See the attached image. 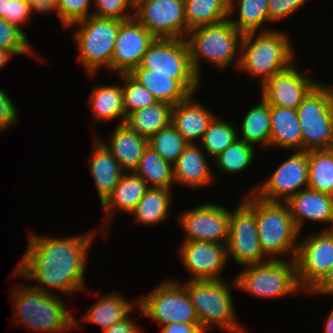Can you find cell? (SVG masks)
<instances>
[{
  "instance_id": "6da1fadb",
  "label": "cell",
  "mask_w": 333,
  "mask_h": 333,
  "mask_svg": "<svg viewBox=\"0 0 333 333\" xmlns=\"http://www.w3.org/2000/svg\"><path fill=\"white\" fill-rule=\"evenodd\" d=\"M94 232L88 231L65 238H50L31 233L26 253L13 270V276L37 281L39 284L32 287L48 294L52 292L49 288L69 296L73 292L86 290V260L94 240Z\"/></svg>"
},
{
  "instance_id": "7a4b0ae2",
  "label": "cell",
  "mask_w": 333,
  "mask_h": 333,
  "mask_svg": "<svg viewBox=\"0 0 333 333\" xmlns=\"http://www.w3.org/2000/svg\"><path fill=\"white\" fill-rule=\"evenodd\" d=\"M14 286L9 297L15 308L12 317L15 326L19 324L26 330L46 333H65L80 327V321L71 315L61 296L30 285Z\"/></svg>"
},
{
  "instance_id": "3957f363",
  "label": "cell",
  "mask_w": 333,
  "mask_h": 333,
  "mask_svg": "<svg viewBox=\"0 0 333 333\" xmlns=\"http://www.w3.org/2000/svg\"><path fill=\"white\" fill-rule=\"evenodd\" d=\"M243 201L255 212L261 249L269 260H281L284 255L295 259L300 232L286 203L267 202L253 193ZM288 252V253H287Z\"/></svg>"
},
{
  "instance_id": "277c9868",
  "label": "cell",
  "mask_w": 333,
  "mask_h": 333,
  "mask_svg": "<svg viewBox=\"0 0 333 333\" xmlns=\"http://www.w3.org/2000/svg\"><path fill=\"white\" fill-rule=\"evenodd\" d=\"M240 50L238 69L261 79V86L290 67L296 55L288 35L275 29L243 34Z\"/></svg>"
},
{
  "instance_id": "5b68a950",
  "label": "cell",
  "mask_w": 333,
  "mask_h": 333,
  "mask_svg": "<svg viewBox=\"0 0 333 333\" xmlns=\"http://www.w3.org/2000/svg\"><path fill=\"white\" fill-rule=\"evenodd\" d=\"M242 37L228 18L189 30L185 40L195 74L201 77L199 59L207 60L219 69L227 68L236 60L239 67Z\"/></svg>"
},
{
  "instance_id": "8992f818",
  "label": "cell",
  "mask_w": 333,
  "mask_h": 333,
  "mask_svg": "<svg viewBox=\"0 0 333 333\" xmlns=\"http://www.w3.org/2000/svg\"><path fill=\"white\" fill-rule=\"evenodd\" d=\"M181 284L190 296L201 329L216 326L228 333H247L236 319L230 285L224 280H189Z\"/></svg>"
},
{
  "instance_id": "52a82bcc",
  "label": "cell",
  "mask_w": 333,
  "mask_h": 333,
  "mask_svg": "<svg viewBox=\"0 0 333 333\" xmlns=\"http://www.w3.org/2000/svg\"><path fill=\"white\" fill-rule=\"evenodd\" d=\"M243 268L231 283L234 288L252 296L265 299L280 298L302 292L297 280L295 259L268 260Z\"/></svg>"
},
{
  "instance_id": "ba28073f",
  "label": "cell",
  "mask_w": 333,
  "mask_h": 333,
  "mask_svg": "<svg viewBox=\"0 0 333 333\" xmlns=\"http://www.w3.org/2000/svg\"><path fill=\"white\" fill-rule=\"evenodd\" d=\"M302 150L333 149V86L318 83L296 109Z\"/></svg>"
},
{
  "instance_id": "9c48e42d",
  "label": "cell",
  "mask_w": 333,
  "mask_h": 333,
  "mask_svg": "<svg viewBox=\"0 0 333 333\" xmlns=\"http://www.w3.org/2000/svg\"><path fill=\"white\" fill-rule=\"evenodd\" d=\"M130 73L174 74L191 94H196L201 82L193 70L187 42L180 38H155Z\"/></svg>"
},
{
  "instance_id": "30bf717a",
  "label": "cell",
  "mask_w": 333,
  "mask_h": 333,
  "mask_svg": "<svg viewBox=\"0 0 333 333\" xmlns=\"http://www.w3.org/2000/svg\"><path fill=\"white\" fill-rule=\"evenodd\" d=\"M122 22L91 15L75 23L80 28L75 32L74 40L79 50V59L88 75H96L102 65L112 72V55Z\"/></svg>"
},
{
  "instance_id": "8fae6325",
  "label": "cell",
  "mask_w": 333,
  "mask_h": 333,
  "mask_svg": "<svg viewBox=\"0 0 333 333\" xmlns=\"http://www.w3.org/2000/svg\"><path fill=\"white\" fill-rule=\"evenodd\" d=\"M176 280H165L138 299L137 309L161 326L171 323H199L186 288Z\"/></svg>"
},
{
  "instance_id": "7c38bea8",
  "label": "cell",
  "mask_w": 333,
  "mask_h": 333,
  "mask_svg": "<svg viewBox=\"0 0 333 333\" xmlns=\"http://www.w3.org/2000/svg\"><path fill=\"white\" fill-rule=\"evenodd\" d=\"M297 280L304 293H309L333 265V230L307 235L298 242L295 256Z\"/></svg>"
},
{
  "instance_id": "4fadbf2b",
  "label": "cell",
  "mask_w": 333,
  "mask_h": 333,
  "mask_svg": "<svg viewBox=\"0 0 333 333\" xmlns=\"http://www.w3.org/2000/svg\"><path fill=\"white\" fill-rule=\"evenodd\" d=\"M227 256L242 267L269 260L259 243L255 212L243 200L235 210L229 209Z\"/></svg>"
},
{
  "instance_id": "5bb4252c",
  "label": "cell",
  "mask_w": 333,
  "mask_h": 333,
  "mask_svg": "<svg viewBox=\"0 0 333 333\" xmlns=\"http://www.w3.org/2000/svg\"><path fill=\"white\" fill-rule=\"evenodd\" d=\"M308 187V151H294L261 185L250 193L267 202L286 203Z\"/></svg>"
},
{
  "instance_id": "9a60e30c",
  "label": "cell",
  "mask_w": 333,
  "mask_h": 333,
  "mask_svg": "<svg viewBox=\"0 0 333 333\" xmlns=\"http://www.w3.org/2000/svg\"><path fill=\"white\" fill-rule=\"evenodd\" d=\"M184 0H135L134 18L155 38L187 36Z\"/></svg>"
},
{
  "instance_id": "2e32d148",
  "label": "cell",
  "mask_w": 333,
  "mask_h": 333,
  "mask_svg": "<svg viewBox=\"0 0 333 333\" xmlns=\"http://www.w3.org/2000/svg\"><path fill=\"white\" fill-rule=\"evenodd\" d=\"M177 218L185 233L184 241L227 245L229 209L210 202L188 209Z\"/></svg>"
},
{
  "instance_id": "e0dca14e",
  "label": "cell",
  "mask_w": 333,
  "mask_h": 333,
  "mask_svg": "<svg viewBox=\"0 0 333 333\" xmlns=\"http://www.w3.org/2000/svg\"><path fill=\"white\" fill-rule=\"evenodd\" d=\"M178 250L182 265L191 275L190 281L223 280L221 273L229 262L227 245L183 241Z\"/></svg>"
},
{
  "instance_id": "ac0fdd59",
  "label": "cell",
  "mask_w": 333,
  "mask_h": 333,
  "mask_svg": "<svg viewBox=\"0 0 333 333\" xmlns=\"http://www.w3.org/2000/svg\"><path fill=\"white\" fill-rule=\"evenodd\" d=\"M318 83L293 63L261 86V97L269 106L297 109Z\"/></svg>"
},
{
  "instance_id": "d6986e66",
  "label": "cell",
  "mask_w": 333,
  "mask_h": 333,
  "mask_svg": "<svg viewBox=\"0 0 333 333\" xmlns=\"http://www.w3.org/2000/svg\"><path fill=\"white\" fill-rule=\"evenodd\" d=\"M155 37L135 18L124 20L119 28L112 55L113 73H130L139 66Z\"/></svg>"
},
{
  "instance_id": "ffe728a7",
  "label": "cell",
  "mask_w": 333,
  "mask_h": 333,
  "mask_svg": "<svg viewBox=\"0 0 333 333\" xmlns=\"http://www.w3.org/2000/svg\"><path fill=\"white\" fill-rule=\"evenodd\" d=\"M286 204L300 233L307 220L331 224L325 230H333L332 195L306 188L292 196Z\"/></svg>"
},
{
  "instance_id": "44dd1931",
  "label": "cell",
  "mask_w": 333,
  "mask_h": 333,
  "mask_svg": "<svg viewBox=\"0 0 333 333\" xmlns=\"http://www.w3.org/2000/svg\"><path fill=\"white\" fill-rule=\"evenodd\" d=\"M129 173V174H128ZM124 172L119 179L118 184L113 189L112 194L101 205L104 212V222L102 223L107 236L109 225L112 224L114 215L118 212L131 213L139 203L142 196L149 189L147 183L134 172ZM112 220V221H111ZM105 223V224H104Z\"/></svg>"
},
{
  "instance_id": "7402d4cb",
  "label": "cell",
  "mask_w": 333,
  "mask_h": 333,
  "mask_svg": "<svg viewBox=\"0 0 333 333\" xmlns=\"http://www.w3.org/2000/svg\"><path fill=\"white\" fill-rule=\"evenodd\" d=\"M191 94L187 99L172 107L171 124L189 144H196L216 114L195 99Z\"/></svg>"
},
{
  "instance_id": "603a6c76",
  "label": "cell",
  "mask_w": 333,
  "mask_h": 333,
  "mask_svg": "<svg viewBox=\"0 0 333 333\" xmlns=\"http://www.w3.org/2000/svg\"><path fill=\"white\" fill-rule=\"evenodd\" d=\"M108 142L101 141L118 161L125 172H134L144 150L148 147V139L133 131L125 123L118 124Z\"/></svg>"
},
{
  "instance_id": "cb8c5ba5",
  "label": "cell",
  "mask_w": 333,
  "mask_h": 333,
  "mask_svg": "<svg viewBox=\"0 0 333 333\" xmlns=\"http://www.w3.org/2000/svg\"><path fill=\"white\" fill-rule=\"evenodd\" d=\"M196 143L189 144L173 164L175 184L202 188L213 182V173L205 156L206 152ZM206 155H205V154Z\"/></svg>"
},
{
  "instance_id": "d4e9b609",
  "label": "cell",
  "mask_w": 333,
  "mask_h": 333,
  "mask_svg": "<svg viewBox=\"0 0 333 333\" xmlns=\"http://www.w3.org/2000/svg\"><path fill=\"white\" fill-rule=\"evenodd\" d=\"M97 137V135L94 137L93 151L88 163H90V172L97 188L100 205H102L112 194L124 171L101 142L102 139Z\"/></svg>"
},
{
  "instance_id": "484cf974",
  "label": "cell",
  "mask_w": 333,
  "mask_h": 333,
  "mask_svg": "<svg viewBox=\"0 0 333 333\" xmlns=\"http://www.w3.org/2000/svg\"><path fill=\"white\" fill-rule=\"evenodd\" d=\"M270 147L302 151V132L296 109L270 106Z\"/></svg>"
},
{
  "instance_id": "4316f807",
  "label": "cell",
  "mask_w": 333,
  "mask_h": 333,
  "mask_svg": "<svg viewBox=\"0 0 333 333\" xmlns=\"http://www.w3.org/2000/svg\"><path fill=\"white\" fill-rule=\"evenodd\" d=\"M138 306V298L134 302L127 301L120 292H112L101 296L94 302L81 318L102 327V331L131 315V310Z\"/></svg>"
},
{
  "instance_id": "83f0119b",
  "label": "cell",
  "mask_w": 333,
  "mask_h": 333,
  "mask_svg": "<svg viewBox=\"0 0 333 333\" xmlns=\"http://www.w3.org/2000/svg\"><path fill=\"white\" fill-rule=\"evenodd\" d=\"M123 89L122 85H96L93 87L89 97L88 105L93 112L94 119L101 121H113L120 118L118 124L126 121L123 111Z\"/></svg>"
},
{
  "instance_id": "f1b7e54d",
  "label": "cell",
  "mask_w": 333,
  "mask_h": 333,
  "mask_svg": "<svg viewBox=\"0 0 333 333\" xmlns=\"http://www.w3.org/2000/svg\"><path fill=\"white\" fill-rule=\"evenodd\" d=\"M268 2L269 0H238V2L237 0H229L228 19L241 34L254 33L258 30L261 32L269 31V28L260 29L261 25L270 23ZM235 11L239 14L238 18L232 17V14L233 16L236 14Z\"/></svg>"
},
{
  "instance_id": "f546056e",
  "label": "cell",
  "mask_w": 333,
  "mask_h": 333,
  "mask_svg": "<svg viewBox=\"0 0 333 333\" xmlns=\"http://www.w3.org/2000/svg\"><path fill=\"white\" fill-rule=\"evenodd\" d=\"M171 191L172 189L149 188L130 213L135 216L133 222L154 226L168 220L173 201Z\"/></svg>"
},
{
  "instance_id": "4dcf8cb0",
  "label": "cell",
  "mask_w": 333,
  "mask_h": 333,
  "mask_svg": "<svg viewBox=\"0 0 333 333\" xmlns=\"http://www.w3.org/2000/svg\"><path fill=\"white\" fill-rule=\"evenodd\" d=\"M137 82L146 87L157 102L172 106L187 99L191 93L176 79L174 74L129 73Z\"/></svg>"
},
{
  "instance_id": "1f68e13d",
  "label": "cell",
  "mask_w": 333,
  "mask_h": 333,
  "mask_svg": "<svg viewBox=\"0 0 333 333\" xmlns=\"http://www.w3.org/2000/svg\"><path fill=\"white\" fill-rule=\"evenodd\" d=\"M270 130V106L261 98L243 118L238 139L253 147L259 144L269 148Z\"/></svg>"
},
{
  "instance_id": "d6a6232c",
  "label": "cell",
  "mask_w": 333,
  "mask_h": 333,
  "mask_svg": "<svg viewBox=\"0 0 333 333\" xmlns=\"http://www.w3.org/2000/svg\"><path fill=\"white\" fill-rule=\"evenodd\" d=\"M172 105L156 102L153 105L130 113L125 124L133 131L149 139L171 123Z\"/></svg>"
},
{
  "instance_id": "836d02e7",
  "label": "cell",
  "mask_w": 333,
  "mask_h": 333,
  "mask_svg": "<svg viewBox=\"0 0 333 333\" xmlns=\"http://www.w3.org/2000/svg\"><path fill=\"white\" fill-rule=\"evenodd\" d=\"M134 173L140 176L149 188L171 189L172 183H175L173 165L149 146L144 150Z\"/></svg>"
},
{
  "instance_id": "e575fe53",
  "label": "cell",
  "mask_w": 333,
  "mask_h": 333,
  "mask_svg": "<svg viewBox=\"0 0 333 333\" xmlns=\"http://www.w3.org/2000/svg\"><path fill=\"white\" fill-rule=\"evenodd\" d=\"M187 33L203 25L218 23L229 16V0H184Z\"/></svg>"
},
{
  "instance_id": "d590c367",
  "label": "cell",
  "mask_w": 333,
  "mask_h": 333,
  "mask_svg": "<svg viewBox=\"0 0 333 333\" xmlns=\"http://www.w3.org/2000/svg\"><path fill=\"white\" fill-rule=\"evenodd\" d=\"M333 196V149L308 151V187Z\"/></svg>"
},
{
  "instance_id": "8d00e7d4",
  "label": "cell",
  "mask_w": 333,
  "mask_h": 333,
  "mask_svg": "<svg viewBox=\"0 0 333 333\" xmlns=\"http://www.w3.org/2000/svg\"><path fill=\"white\" fill-rule=\"evenodd\" d=\"M238 129L234 124L215 116L202 139L197 143L209 157L215 159L222 151L238 139Z\"/></svg>"
},
{
  "instance_id": "74e56055",
  "label": "cell",
  "mask_w": 333,
  "mask_h": 333,
  "mask_svg": "<svg viewBox=\"0 0 333 333\" xmlns=\"http://www.w3.org/2000/svg\"><path fill=\"white\" fill-rule=\"evenodd\" d=\"M255 148L237 139L215 159L217 168L228 174H236L250 167L254 160Z\"/></svg>"
},
{
  "instance_id": "f35d334b",
  "label": "cell",
  "mask_w": 333,
  "mask_h": 333,
  "mask_svg": "<svg viewBox=\"0 0 333 333\" xmlns=\"http://www.w3.org/2000/svg\"><path fill=\"white\" fill-rule=\"evenodd\" d=\"M188 145L171 123L148 139V146L172 165Z\"/></svg>"
},
{
  "instance_id": "ab89813d",
  "label": "cell",
  "mask_w": 333,
  "mask_h": 333,
  "mask_svg": "<svg viewBox=\"0 0 333 333\" xmlns=\"http://www.w3.org/2000/svg\"><path fill=\"white\" fill-rule=\"evenodd\" d=\"M123 78V111L126 117L134 112L157 102L155 97L137 82L129 73L120 74Z\"/></svg>"
},
{
  "instance_id": "60d3db41",
  "label": "cell",
  "mask_w": 333,
  "mask_h": 333,
  "mask_svg": "<svg viewBox=\"0 0 333 333\" xmlns=\"http://www.w3.org/2000/svg\"><path fill=\"white\" fill-rule=\"evenodd\" d=\"M0 48L9 50L13 55H34L27 34L0 17Z\"/></svg>"
},
{
  "instance_id": "b9f144b4",
  "label": "cell",
  "mask_w": 333,
  "mask_h": 333,
  "mask_svg": "<svg viewBox=\"0 0 333 333\" xmlns=\"http://www.w3.org/2000/svg\"><path fill=\"white\" fill-rule=\"evenodd\" d=\"M93 5L96 11L92 12V15L99 18H114L122 21L134 18L135 0H93Z\"/></svg>"
},
{
  "instance_id": "7bdbcfd3",
  "label": "cell",
  "mask_w": 333,
  "mask_h": 333,
  "mask_svg": "<svg viewBox=\"0 0 333 333\" xmlns=\"http://www.w3.org/2000/svg\"><path fill=\"white\" fill-rule=\"evenodd\" d=\"M91 4H93V0H58L59 16L63 26L70 28L75 23L91 16Z\"/></svg>"
},
{
  "instance_id": "ee69618b",
  "label": "cell",
  "mask_w": 333,
  "mask_h": 333,
  "mask_svg": "<svg viewBox=\"0 0 333 333\" xmlns=\"http://www.w3.org/2000/svg\"><path fill=\"white\" fill-rule=\"evenodd\" d=\"M30 4L24 0H7L6 12L3 17L9 24H12L23 31L21 25L30 20Z\"/></svg>"
},
{
  "instance_id": "f6af8a7d",
  "label": "cell",
  "mask_w": 333,
  "mask_h": 333,
  "mask_svg": "<svg viewBox=\"0 0 333 333\" xmlns=\"http://www.w3.org/2000/svg\"><path fill=\"white\" fill-rule=\"evenodd\" d=\"M307 0H269L268 20L269 22L280 21L290 16L300 7L304 6Z\"/></svg>"
},
{
  "instance_id": "bcb514c9",
  "label": "cell",
  "mask_w": 333,
  "mask_h": 333,
  "mask_svg": "<svg viewBox=\"0 0 333 333\" xmlns=\"http://www.w3.org/2000/svg\"><path fill=\"white\" fill-rule=\"evenodd\" d=\"M18 120V110L14 106L11 98L0 89V132L13 126Z\"/></svg>"
},
{
  "instance_id": "7dc6e473",
  "label": "cell",
  "mask_w": 333,
  "mask_h": 333,
  "mask_svg": "<svg viewBox=\"0 0 333 333\" xmlns=\"http://www.w3.org/2000/svg\"><path fill=\"white\" fill-rule=\"evenodd\" d=\"M161 333H206L199 323H171L162 326Z\"/></svg>"
},
{
  "instance_id": "c3c4849f",
  "label": "cell",
  "mask_w": 333,
  "mask_h": 333,
  "mask_svg": "<svg viewBox=\"0 0 333 333\" xmlns=\"http://www.w3.org/2000/svg\"><path fill=\"white\" fill-rule=\"evenodd\" d=\"M141 327L129 317L113 324L110 328L103 331V333H141Z\"/></svg>"
},
{
  "instance_id": "681fc988",
  "label": "cell",
  "mask_w": 333,
  "mask_h": 333,
  "mask_svg": "<svg viewBox=\"0 0 333 333\" xmlns=\"http://www.w3.org/2000/svg\"><path fill=\"white\" fill-rule=\"evenodd\" d=\"M30 4V14L32 12H39V13H53L57 11V15L59 16V9H58V0H31Z\"/></svg>"
},
{
  "instance_id": "f907efd6",
  "label": "cell",
  "mask_w": 333,
  "mask_h": 333,
  "mask_svg": "<svg viewBox=\"0 0 333 333\" xmlns=\"http://www.w3.org/2000/svg\"><path fill=\"white\" fill-rule=\"evenodd\" d=\"M333 287V265L325 277L309 292L313 294L325 295Z\"/></svg>"
},
{
  "instance_id": "816d5d0a",
  "label": "cell",
  "mask_w": 333,
  "mask_h": 333,
  "mask_svg": "<svg viewBox=\"0 0 333 333\" xmlns=\"http://www.w3.org/2000/svg\"><path fill=\"white\" fill-rule=\"evenodd\" d=\"M14 56L9 50H6L4 48H0V70L6 66L7 62H9V59Z\"/></svg>"
},
{
  "instance_id": "f5cc1de1",
  "label": "cell",
  "mask_w": 333,
  "mask_h": 333,
  "mask_svg": "<svg viewBox=\"0 0 333 333\" xmlns=\"http://www.w3.org/2000/svg\"><path fill=\"white\" fill-rule=\"evenodd\" d=\"M324 320V331L323 333H333V309L331 310L330 314Z\"/></svg>"
},
{
  "instance_id": "db71d44e",
  "label": "cell",
  "mask_w": 333,
  "mask_h": 333,
  "mask_svg": "<svg viewBox=\"0 0 333 333\" xmlns=\"http://www.w3.org/2000/svg\"><path fill=\"white\" fill-rule=\"evenodd\" d=\"M7 0H0V17L3 18L6 12Z\"/></svg>"
},
{
  "instance_id": "11a10c76",
  "label": "cell",
  "mask_w": 333,
  "mask_h": 333,
  "mask_svg": "<svg viewBox=\"0 0 333 333\" xmlns=\"http://www.w3.org/2000/svg\"><path fill=\"white\" fill-rule=\"evenodd\" d=\"M326 296L327 295H331V296H333V287L325 294Z\"/></svg>"
}]
</instances>
